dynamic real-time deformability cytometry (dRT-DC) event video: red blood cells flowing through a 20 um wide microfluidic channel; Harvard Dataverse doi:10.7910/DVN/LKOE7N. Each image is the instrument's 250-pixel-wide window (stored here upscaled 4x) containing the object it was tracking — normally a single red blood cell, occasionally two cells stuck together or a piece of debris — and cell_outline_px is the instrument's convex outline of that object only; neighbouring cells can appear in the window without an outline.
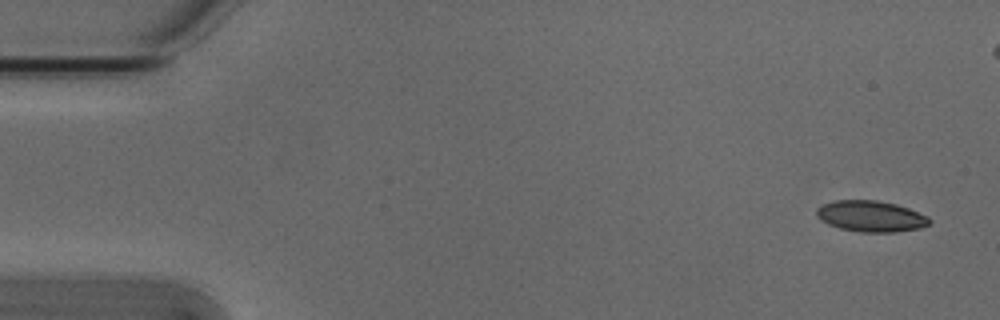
{"species": "Egyptian fruit bat (a non-hibernating species)", "species_latin": "Rousettus aegyptiacus", "temperature_condition": "cold", "stored_images_in_passage": 5, "camera_frame_rate_fps": 3000, "um_per_image_px": 0.085, "animal": {"sex": "male"}, "frame": {"image": 1, "passage_image": 1, "time_ms": 0.0, "image_size_px": [1000, 320], "cell_outline_px": [[932, 220], [928, 224], [920, 228], [896, 232], [860, 232], [840, 228], [828, 224], [820, 220], [816, 216], [816, 208], [824, 204], [836, 200], [876, 200], [896, 204], [908, 208], [928, 216]], "centroid_in_image_um": [74.02, 18.38], "position_along_channel_um": 11.0, "area_um2": 20.46}}